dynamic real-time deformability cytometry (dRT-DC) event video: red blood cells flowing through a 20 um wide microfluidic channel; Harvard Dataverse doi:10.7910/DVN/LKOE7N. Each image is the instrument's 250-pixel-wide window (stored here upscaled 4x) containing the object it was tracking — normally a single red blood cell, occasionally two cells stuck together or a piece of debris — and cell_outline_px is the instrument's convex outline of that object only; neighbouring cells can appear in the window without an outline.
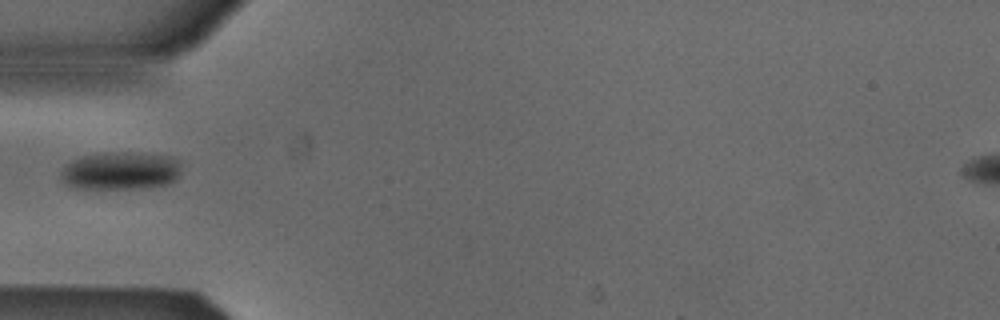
{"species": "Egyptian fruit bat (a non-hibernating species)", "species_latin": "Rousettus aegyptiacus", "temperature_condition": "cold", "stored_images_in_passage": 2, "camera_frame_rate_fps": 3000, "um_per_image_px": 0.085, "animal": {"sex": "male"}, "frame": {"image": 1, "passage_image": 1, "time_ms": 0.0, "image_size_px": [1000, 320], "cell_outline_px": [[180, 172], [176, 180], [168, 184], [148, 188], [72, 188], [64, 184], [60, 176], [60, 172], [72, 160], [84, 156], [104, 152], [144, 152], [168, 156], [176, 160], [180, 164]], "centroid_in_image_um": [10.26, 14.52], "position_along_channel_um": 74.7, "area_um2": 26.88}}
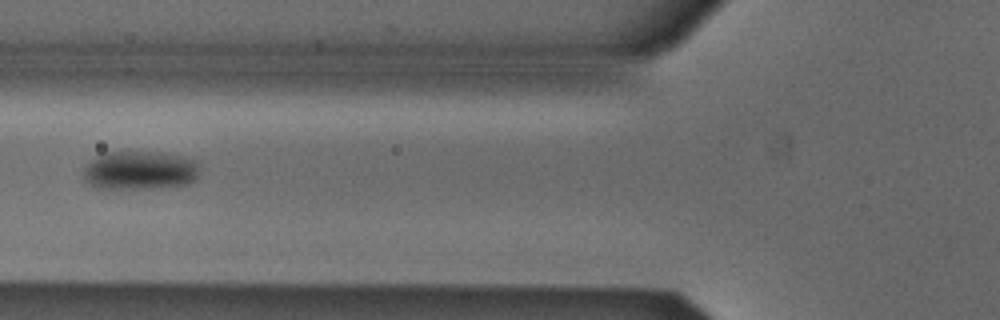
{"frame": {"image": 2, "passage_image": 2, "time_ms": 0.333, "image_size_px": [1000, 320], "cell_outline_px": [[200, 164], [196, 176], [188, 184], [152, 188], [96, 188], [88, 184], [84, 180], [84, 168], [96, 156], [104, 152], [160, 152], [184, 156], [196, 160]], "centroid_in_image_um": [11.89, 14.47], "position_along_channel_um": 113.9, "area_um2": 26.24}}